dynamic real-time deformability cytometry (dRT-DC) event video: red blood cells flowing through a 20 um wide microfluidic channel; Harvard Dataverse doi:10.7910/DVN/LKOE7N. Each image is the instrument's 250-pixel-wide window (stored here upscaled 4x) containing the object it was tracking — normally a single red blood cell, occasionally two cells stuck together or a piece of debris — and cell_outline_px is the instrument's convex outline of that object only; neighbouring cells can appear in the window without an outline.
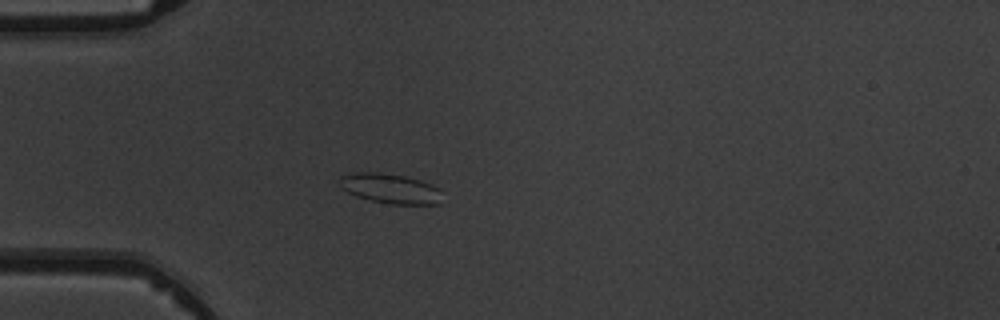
{"species": "common noctule bat (a hibernating species)", "species_latin": "Nyctalus noctula", "temperature_condition": "warm", "stored_images_in_passage": 5, "camera_frame_rate_fps": 3000, "um_per_image_px": 0.085, "animal": {"sex": "male", "body_mass_g": 19.5, "forearm_length_mm": 54.6}, "frame": {"image": 1, "passage_image": 4, "time_ms": 3.667, "image_size_px": [1000, 320], "cell_outline_px": [[440, 204], [388, 204], [356, 196], [348, 192], [340, 184], [340, 176], [356, 172], [380, 172], [404, 176], [420, 180], [440, 188]], "centroid_in_image_um": [33.19, 16.02], "position_along_channel_um": 51.8, "area_um2": 17.69}}